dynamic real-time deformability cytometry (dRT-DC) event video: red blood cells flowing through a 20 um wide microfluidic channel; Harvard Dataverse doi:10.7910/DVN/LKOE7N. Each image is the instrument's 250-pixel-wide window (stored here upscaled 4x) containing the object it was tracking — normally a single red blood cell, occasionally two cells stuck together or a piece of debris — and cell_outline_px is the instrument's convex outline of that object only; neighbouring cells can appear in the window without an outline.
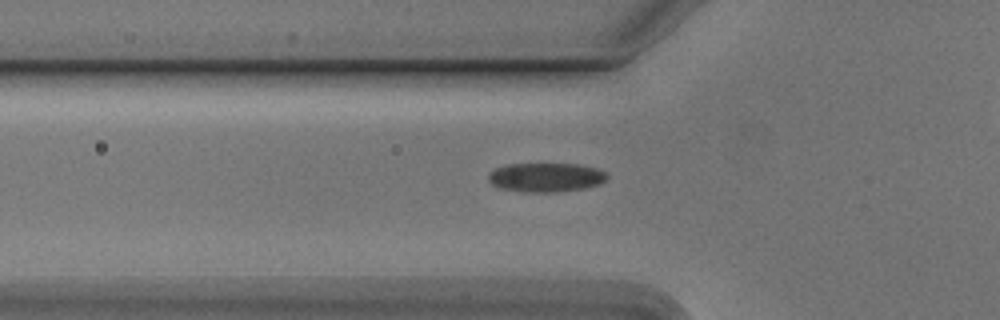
{"species": "Egyptian fruit bat (a non-hibernating species)", "species_latin": "Rousettus aegyptiacus", "temperature_condition": "cold", "stored_images_in_passage": 42, "camera_frame_rate_fps": 3000, "um_per_image_px": 0.085, "animal": {"sex": "male"}, "frame": {"image": 1, "passage_image": 12, "time_ms": 3.667, "image_size_px": [1000, 320], "cell_outline_px": [[608, 176], [600, 184], [584, 188], [560, 192], [520, 192], [496, 188], [488, 180], [488, 172], [496, 168], [508, 164], [576, 164], [596, 168], [604, 172]], "centroid_in_image_um": [46.34, 15.09], "position_along_channel_um": 79.5, "area_um2": 20.29}}
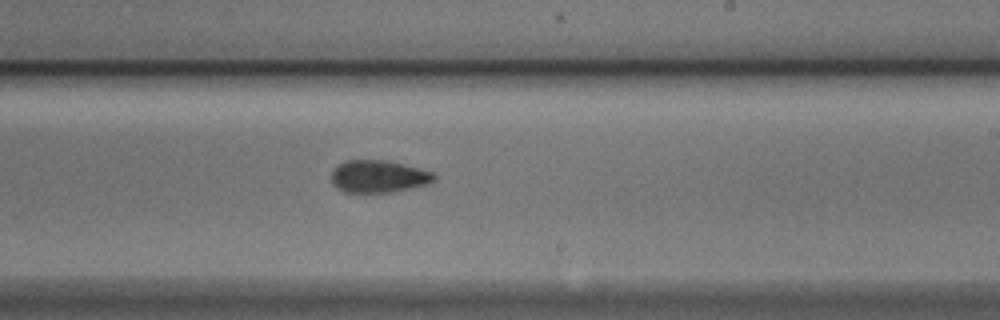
{"frame": {"image": 2, "passage_image": 26, "time_ms": 8.333, "image_size_px": [1000, 320], "cell_outline_px": [[436, 180], [428, 184], [392, 192], [344, 192], [336, 188], [332, 184], [332, 172], [344, 160], [388, 160], [432, 172], [436, 176]], "centroid_in_image_um": [32.17, 15.0], "position_along_channel_um": 256.8, "area_um2": 19.31}}
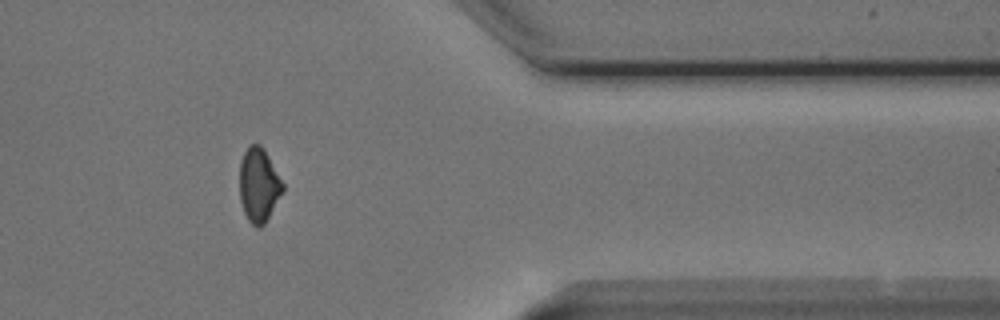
{"frame": {"image": 3, "passage_image": 38, "time_ms": 12.333, "image_size_px": [1000, 320], "cell_outline_px": [[284, 192], [264, 224], [260, 228], [252, 224], [248, 220], [244, 212], [240, 200], [240, 160], [248, 144], [260, 144], [264, 148], [284, 184]], "centroid_in_image_um": [22.0, 15.71], "position_along_channel_um": 389.4, "area_um2": 18.79}, "authors_computed_cell_mechanics": {"area_um2": 19.5364, "velocity_mm_per_s": 3.7917, "shape_relaxation_time_tau1_ms": 4.2795, "shape_relaxation_time_tau2_ms": 2.3417, "deformation_change_tau1": 0.1134, "deformation_change_tau2": 0.0782}}